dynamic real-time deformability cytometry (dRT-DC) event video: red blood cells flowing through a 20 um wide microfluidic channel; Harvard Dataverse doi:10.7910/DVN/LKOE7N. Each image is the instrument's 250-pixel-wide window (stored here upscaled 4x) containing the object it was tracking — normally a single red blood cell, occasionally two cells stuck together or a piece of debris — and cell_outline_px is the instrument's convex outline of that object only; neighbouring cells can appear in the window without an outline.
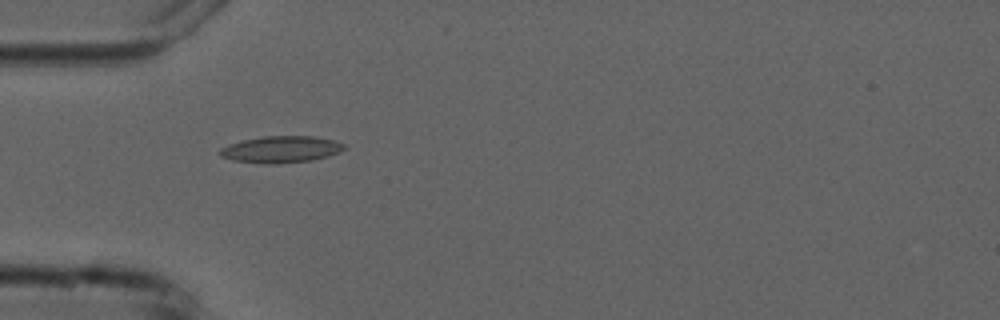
{"species": "common noctule bat (a hibernating species)", "species_latin": "Nyctalus noctula", "temperature_condition": "cold", "stored_images_in_passage": 7, "camera_frame_rate_fps": 3000, "um_per_image_px": 0.085, "animal": {"sex": "male", "forearm_length_mm": 52.5}, "frame": {"image": 1, "passage_image": 2, "time_ms": 1.333, "image_size_px": [1000, 320], "cell_outline_px": [[348, 148], [328, 156], [312, 160], [280, 164], [264, 164], [232, 160], [220, 156], [220, 148], [228, 144], [244, 140], [264, 136], [316, 136], [332, 140], [344, 144]], "centroid_in_image_um": [23.89, 12.7], "position_along_channel_um": 61.1, "area_um2": 19.42}}
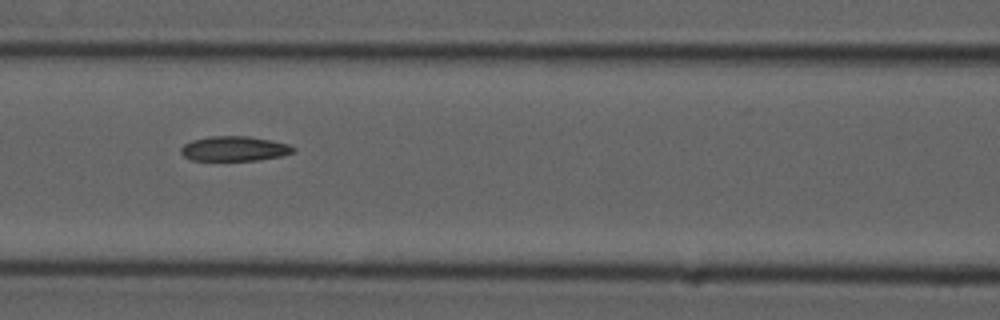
{"frame": {"image": 2, "passage_image": 4, "time_ms": 3.667, "image_size_px": [1000, 320], "cell_outline_px": [[296, 152], [284, 156], [256, 160], [192, 160], [184, 156], [180, 152], [180, 148], [184, 144], [192, 140], [212, 136], [248, 136], [288, 144], [296, 148]], "centroid_in_image_um": [19.94, 12.64], "position_along_channel_um": 146.7, "area_um2": 16.24}}
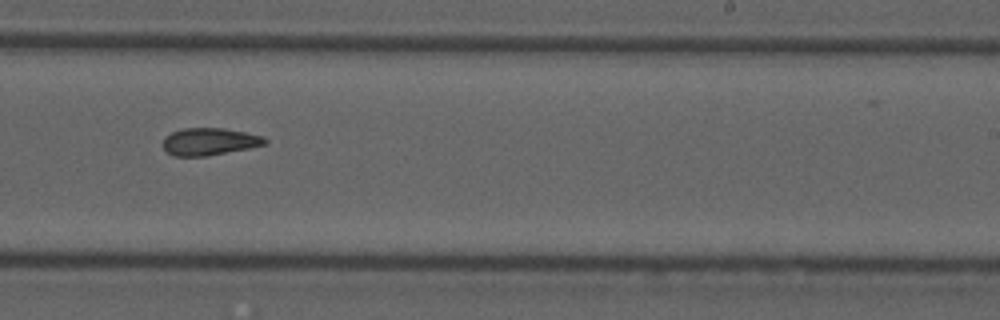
{"frame": {"image": 3, "passage_image": 7, "time_ms": 7.0, "image_size_px": [1000, 320], "cell_outline_px": [[268, 144], [208, 156], [172, 156], [164, 148], [164, 136], [172, 132], [184, 128], [224, 128], [264, 136], [268, 140]], "centroid_in_image_um": [17.82, 12.03], "position_along_channel_um": 271.2, "area_um2": 16.24}}